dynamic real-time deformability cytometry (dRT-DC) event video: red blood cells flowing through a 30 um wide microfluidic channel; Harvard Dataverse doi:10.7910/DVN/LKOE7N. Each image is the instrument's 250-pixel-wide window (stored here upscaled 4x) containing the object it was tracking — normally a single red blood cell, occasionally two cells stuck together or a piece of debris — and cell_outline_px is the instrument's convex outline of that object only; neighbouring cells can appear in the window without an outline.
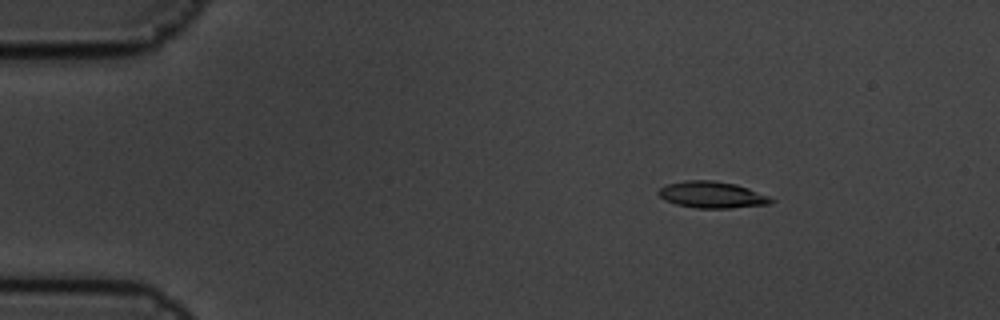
{"species": "common noctule bat (a hibernating species)", "species_latin": "Nyctalus noctula", "temperature_condition": "cold", "stored_images_in_passage": 9, "camera_frame_rate_fps": 3000, "um_per_image_px": 0.085, "animal": {"sex": "male", "body_mass_g": 19.5, "forearm_length_mm": 54.6}, "frame": {"image": 1, "passage_image": 3, "time_ms": 0.667, "image_size_px": [1000, 320], "cell_outline_px": [[776, 200], [768, 204], [728, 208], [696, 208], [676, 204], [660, 196], [656, 192], [660, 188], [668, 184], [684, 180], [712, 180], [736, 184], [748, 188], [768, 196]], "centroid_in_image_um": [60.52, 16.55], "position_along_channel_um": 24.5, "area_um2": 17.22}}
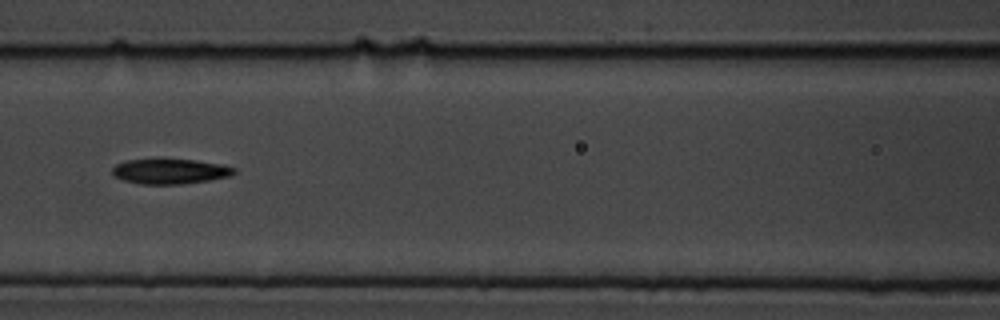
{"frame": {"image": 2, "passage_image": 8, "time_ms": 2.333, "image_size_px": [1000, 320], "cell_outline_px": [[236, 172], [232, 176], [208, 180], [180, 184], [140, 184], [124, 180], [116, 176], [112, 172], [112, 168], [116, 164], [124, 160], [160, 156], [196, 160], [224, 164], [236, 168]], "centroid_in_image_um": [14.46, 14.51], "position_along_channel_um": 152.1, "area_um2": 18.73}}
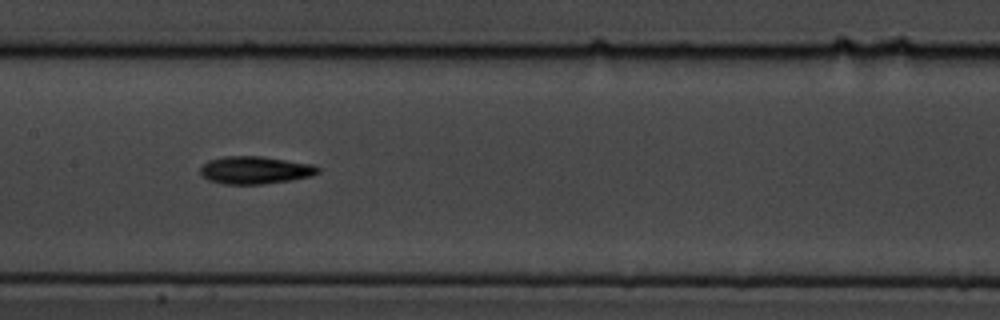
{"frame": {"image": 3, "passage_image": 9, "time_ms": 2.667, "image_size_px": [1000, 320], "cell_outline_px": [[320, 172], [312, 176], [292, 180], [264, 184], [224, 184], [208, 180], [200, 172], [200, 168], [208, 160], [224, 156], [260, 156], [312, 164], [320, 168]], "centroid_in_image_um": [21.7, 14.46], "position_along_channel_um": 185.7, "area_um2": 18.96}}